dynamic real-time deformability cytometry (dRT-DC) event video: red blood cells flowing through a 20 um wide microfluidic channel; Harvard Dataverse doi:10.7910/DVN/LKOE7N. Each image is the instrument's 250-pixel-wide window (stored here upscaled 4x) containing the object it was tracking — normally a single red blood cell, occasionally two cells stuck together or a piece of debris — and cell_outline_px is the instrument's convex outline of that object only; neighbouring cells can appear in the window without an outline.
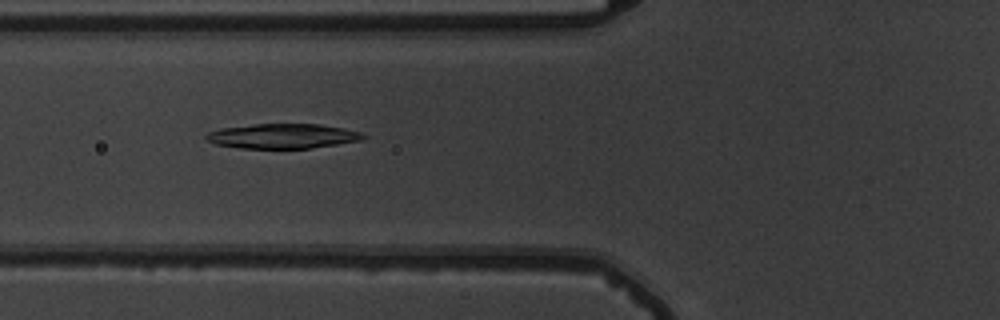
{"species": "common noctule bat (a hibernating species)", "species_latin": "Nyctalus noctula", "temperature_condition": "warm", "stored_images_in_passage": 27, "camera_frame_rate_fps": 3000, "um_per_image_px": 0.085, "animal": {"sex": "male", "body_mass_g": 19.5, "forearm_length_mm": 54.6}, "frame": {"image": 1, "passage_image": 5, "time_ms": 1.333, "image_size_px": [1000, 320], "cell_outline_px": [[368, 136], [360, 140], [312, 148], [240, 148], [216, 144], [208, 140], [204, 136], [208, 132], [220, 128], [252, 124], [320, 124], [344, 128], [360, 132]], "centroid_in_image_um": [24.02, 11.56], "position_along_channel_um": 101.8, "area_um2": 22.6}}
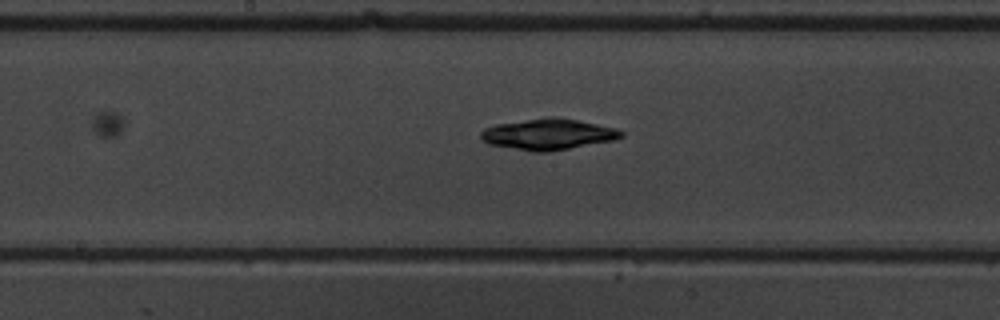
{"frame": {"image": 2, "passage_image": 13, "time_ms": 4.0, "image_size_px": [1000, 320], "cell_outline_px": [[624, 136], [616, 140], [548, 152], [532, 152], [488, 144], [480, 136], [480, 132], [484, 128], [496, 124], [548, 116], [556, 116], [616, 128], [624, 132]], "centroid_in_image_um": [46.6, 11.41], "position_along_channel_um": 201.6, "area_um2": 25.55}}
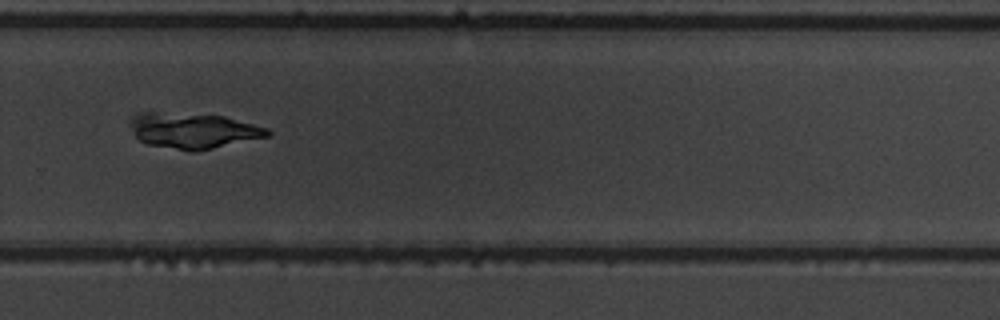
{"frame": {"image": 3, "passage_image": 22, "time_ms": 7.0, "image_size_px": [1000, 320], "cell_outline_px": [[272, 132], [268, 136], [212, 148], [192, 152], [148, 144], [140, 140], [132, 132], [128, 124], [128, 120], [132, 116], [140, 112], [156, 112], [224, 116], [268, 128]], "centroid_in_image_um": [16.36, 11.1], "position_along_channel_um": 313.4, "area_um2": 28.32}}